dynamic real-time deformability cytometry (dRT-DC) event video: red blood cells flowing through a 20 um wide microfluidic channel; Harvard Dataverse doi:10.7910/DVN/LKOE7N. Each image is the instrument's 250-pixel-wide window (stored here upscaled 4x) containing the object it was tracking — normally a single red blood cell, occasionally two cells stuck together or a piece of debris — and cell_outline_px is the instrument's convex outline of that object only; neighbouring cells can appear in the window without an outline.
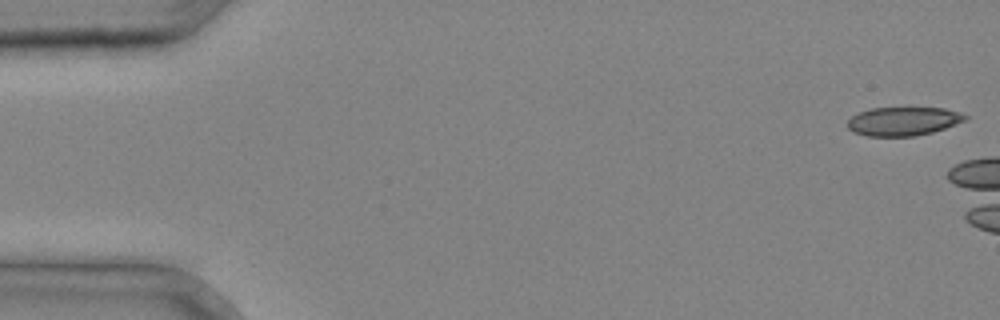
{"species": "common noctule bat (a hibernating species)", "species_latin": "Nyctalus noctula", "temperature_condition": "cold", "stored_images_in_passage": 6, "camera_frame_rate_fps": 3000, "um_per_image_px": 0.085, "animal": {"sex": "male", "body_mass_g": 20.4}, "frame": {"image": 1, "passage_image": 1, "time_ms": 0.0, "image_size_px": [1000, 320], "cell_outline_px": [[968, 120], [932, 132], [912, 136], [868, 136], [852, 132], [848, 128], [848, 120], [852, 116], [860, 112], [872, 108], [944, 108], [960, 112], [968, 116]], "centroid_in_image_um": [76.79, 10.3], "position_along_channel_um": 8.2, "area_um2": 19.59}}